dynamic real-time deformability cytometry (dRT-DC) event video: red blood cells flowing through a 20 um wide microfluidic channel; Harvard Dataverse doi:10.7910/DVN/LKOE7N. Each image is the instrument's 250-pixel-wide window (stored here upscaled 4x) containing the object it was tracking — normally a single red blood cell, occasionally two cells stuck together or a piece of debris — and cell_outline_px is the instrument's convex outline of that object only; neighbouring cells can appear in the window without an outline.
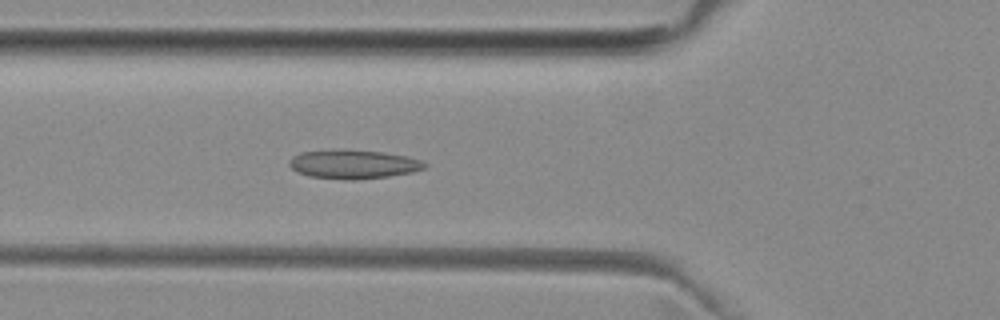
{"species": "common noctule bat (a hibernating species)", "species_latin": "Nyctalus noctula", "temperature_condition": "room temperature", "stored_images_in_passage": 50, "camera_frame_rate_fps": 3000, "um_per_image_px": 0.085, "animal": {"sex": "female", "body_mass_g": 29.2, "forearm_length_mm": 56.3}, "frame": {"image": 1, "passage_image": 17, "time_ms": 5.333, "image_size_px": [1000, 320], "cell_outline_px": [[428, 164], [424, 168], [412, 172], [388, 176], [352, 180], [344, 180], [308, 176], [296, 172], [288, 164], [288, 160], [292, 156], [300, 152], [332, 148], [344, 148], [384, 152], [408, 156], [420, 160]], "centroid_in_image_um": [29.97, 13.93], "position_along_channel_um": 95.8, "area_um2": 23.41}}
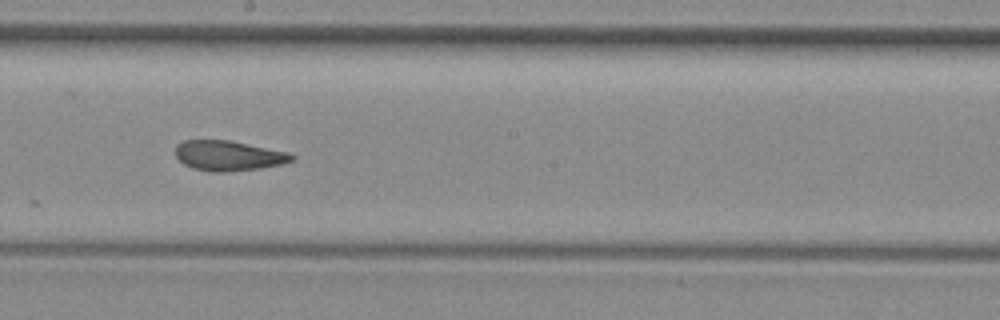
{"frame": {"image": 2, "passage_image": 27, "time_ms": 8.667, "image_size_px": [1000, 320], "cell_outline_px": [[296, 156], [292, 160], [284, 164], [260, 168], [228, 172], [208, 172], [192, 168], [184, 164], [176, 156], [176, 144], [184, 140], [228, 140], [288, 152]], "centroid_in_image_um": [19.41, 13.24], "position_along_channel_um": 228.8, "area_um2": 20.46}}
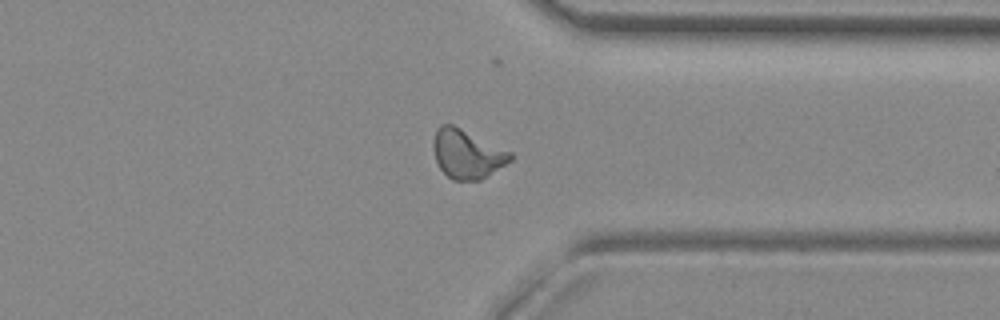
{"frame": {"image": 3, "passage_image": 38, "time_ms": 12.333, "image_size_px": [1000, 320], "cell_outline_px": [[512, 160], [480, 180], [452, 180], [440, 168], [436, 160], [432, 148], [432, 140], [436, 128], [440, 124], [452, 124], [512, 152]], "centroid_in_image_um": [39.67, 13.07], "position_along_channel_um": 371.7, "area_um2": 21.91}, "authors_computed_cell_mechanics": {"area_um2": 21.4438, "velocity_mm_per_s": 3.9796, "shape_relaxation_time_tau1_ms": null, "shape_relaxation_time_tau2_ms": 1.8454, "deformation_change_tau1": null, "deformation_change_tau2": 0.0826}}